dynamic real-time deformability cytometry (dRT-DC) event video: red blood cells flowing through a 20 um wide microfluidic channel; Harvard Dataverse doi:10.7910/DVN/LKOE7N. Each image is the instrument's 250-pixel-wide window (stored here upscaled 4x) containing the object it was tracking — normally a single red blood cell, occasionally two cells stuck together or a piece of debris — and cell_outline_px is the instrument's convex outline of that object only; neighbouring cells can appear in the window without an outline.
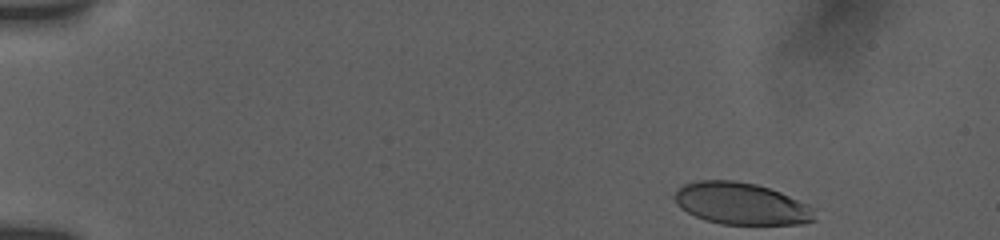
{"species": "human", "species_latin": "Homo sapiens", "temperature_condition": "room temperature", "stored_images_in_passage": 2, "camera_frame_rate_fps": 3000, "um_per_image_px": 0.085, "donor": {"sex": "female"}, "frame": {"image": 1, "passage_image": 1, "time_ms": 0.0, "image_size_px": [1000, 240], "cell_outline_px": [[816, 220], [804, 224], [720, 224], [704, 220], [680, 208], [672, 196], [676, 188], [684, 184], [696, 180], [732, 180], [756, 184], [780, 192], [816, 208]], "centroid_in_image_um": [63.0, 17.31], "position_along_channel_um": 22.0, "area_um2": 34.56}}